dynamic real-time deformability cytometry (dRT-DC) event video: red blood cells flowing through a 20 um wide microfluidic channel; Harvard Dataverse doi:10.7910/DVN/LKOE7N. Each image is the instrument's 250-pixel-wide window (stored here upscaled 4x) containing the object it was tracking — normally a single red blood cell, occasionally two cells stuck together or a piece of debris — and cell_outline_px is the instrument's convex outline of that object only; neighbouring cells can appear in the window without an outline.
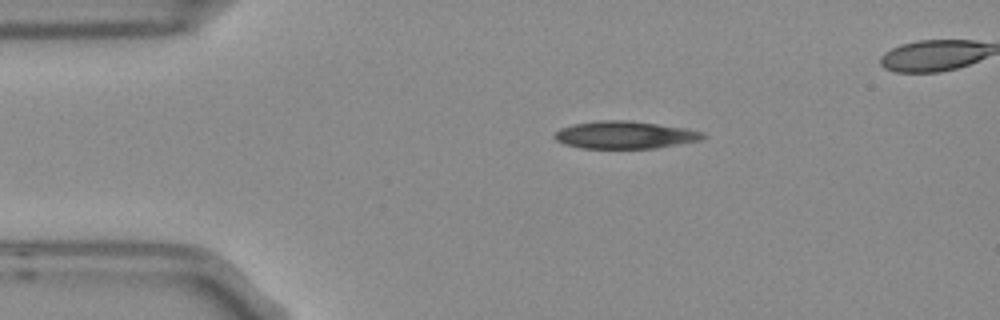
{"species": "Egyptian fruit bat (a non-hibernating species)", "species_latin": "Rousettus aegyptiacus", "temperature_condition": "room temperature", "stored_images_in_passage": 3, "camera_frame_rate_fps": 3000, "um_per_image_px": 0.085, "frame": {"image": 1, "passage_image": 2, "time_ms": 0.333, "image_size_px": [1000, 320], "cell_outline_px": [[708, 136], [700, 140], [656, 148], [580, 148], [564, 144], [556, 140], [552, 136], [560, 128], [572, 124], [596, 120], [632, 120], [684, 128], [704, 132]], "centroid_in_image_um": [53.09, 11.46], "position_along_channel_um": 31.9, "area_um2": 23.93}}